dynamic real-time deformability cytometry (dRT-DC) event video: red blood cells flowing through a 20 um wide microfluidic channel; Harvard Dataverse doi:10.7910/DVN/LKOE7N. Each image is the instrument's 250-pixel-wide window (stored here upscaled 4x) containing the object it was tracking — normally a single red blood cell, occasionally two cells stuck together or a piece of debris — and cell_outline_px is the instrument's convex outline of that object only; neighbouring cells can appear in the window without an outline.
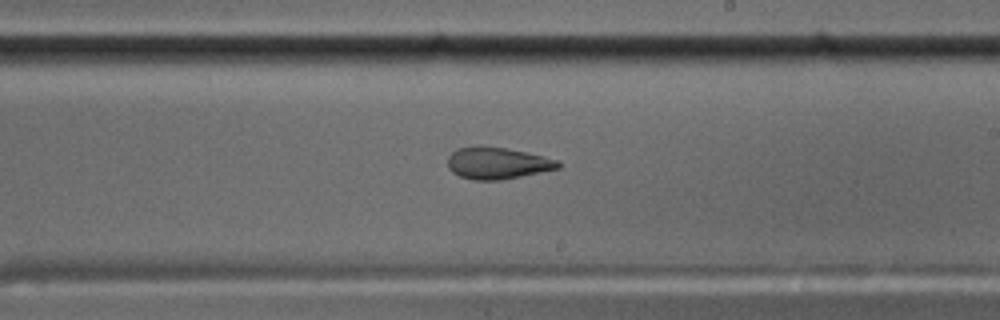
{"species": "common noctule bat (a hibernating species)", "species_latin": "Nyctalus noctula", "temperature_condition": "cold", "stored_images_in_passage": 52, "camera_frame_rate_fps": 3000, "um_per_image_px": 0.085, "animal": {"sex": "male", "body_mass_g": 17.5, "forearm_length_mm": 52.3}, "frame": {"image": 1, "passage_image": 29, "time_ms": 9.333, "image_size_px": [1000, 320], "cell_outline_px": [[560, 168], [504, 180], [472, 180], [460, 176], [452, 172], [448, 168], [448, 156], [456, 148], [476, 144], [480, 144], [504, 148], [544, 156], [560, 160]], "centroid_in_image_um": [42.25, 13.85], "position_along_channel_um": 246.7, "area_um2": 20.87}}
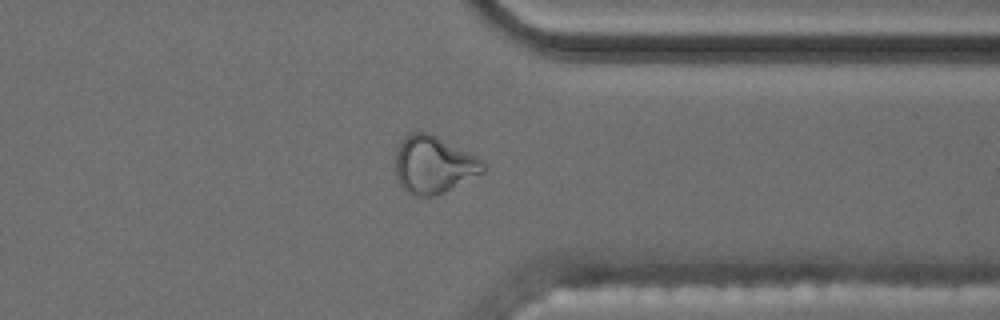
{"frame": {"image": 2, "passage_image": 40, "time_ms": 13.0, "image_size_px": [1000, 320], "cell_outline_px": [[488, 168], [484, 172], [436, 196], [412, 196], [400, 184], [396, 176], [396, 152], [404, 136], [408, 132], [428, 132], [484, 160]], "centroid_in_image_um": [36.87, 14.01], "position_along_channel_um": 374.5, "area_um2": 29.3}, "authors_computed_cell_mechanics": {"area_um2": 21.4438, "velocity_mm_per_s": 3.5574, "shape_relaxation_time_tau1_ms": null, "shape_relaxation_time_tau2_ms": 2.146, "deformation_change_tau1": null, "deformation_change_tau2": 0.0749}}